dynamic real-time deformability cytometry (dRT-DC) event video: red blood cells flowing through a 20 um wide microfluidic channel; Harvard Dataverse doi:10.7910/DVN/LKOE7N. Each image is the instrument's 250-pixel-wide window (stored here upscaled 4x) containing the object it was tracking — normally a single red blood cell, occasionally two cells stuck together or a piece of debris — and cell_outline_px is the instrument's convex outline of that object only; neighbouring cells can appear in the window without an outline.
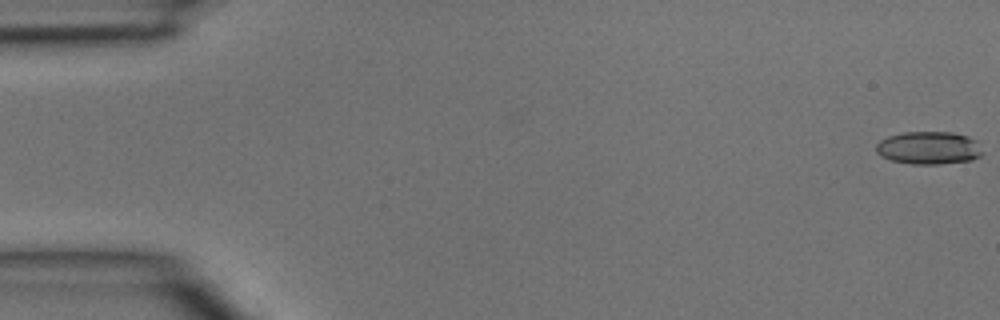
{"species": "common noctule bat (a hibernating species)", "species_latin": "Nyctalus noctula", "temperature_condition": "room temperature", "stored_images_in_passage": 5, "camera_frame_rate_fps": 3000, "um_per_image_px": 0.085, "animal": {"sex": "male", "body_mass_g": 15.6}, "frame": {"image": 1, "passage_image": 1, "time_ms": 0.0, "image_size_px": [1000, 320], "cell_outline_px": [[984, 152], [980, 156], [972, 160], [940, 164], [912, 164], [892, 160], [880, 156], [876, 152], [876, 144], [880, 140], [888, 136], [904, 132], [952, 132], [968, 136], [976, 140]], "centroid_in_image_um": [78.96, 12.57], "position_along_channel_um": 6.0, "area_um2": 20.52}}
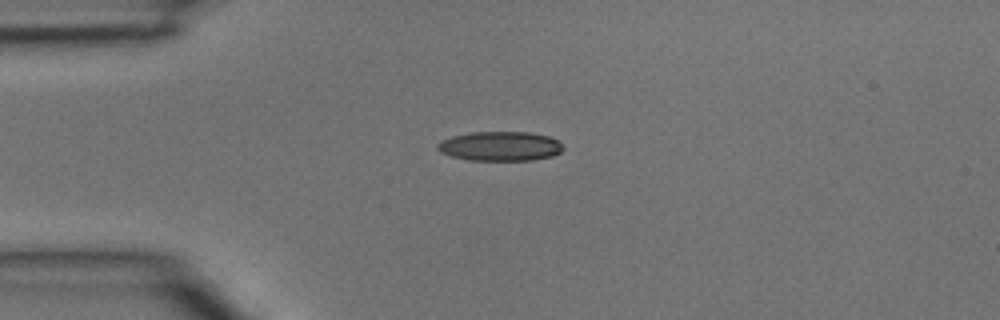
{"frame": {"image": 2, "passage_image": 4, "time_ms": 1.0, "image_size_px": [1000, 320], "cell_outline_px": [[564, 148], [560, 152], [552, 156], [532, 160], [468, 160], [452, 156], [440, 152], [436, 148], [436, 144], [452, 136], [472, 132], [528, 132], [548, 136], [560, 140]], "centroid_in_image_um": [42.53, 12.42], "position_along_channel_um": 42.5, "area_um2": 21.56}}